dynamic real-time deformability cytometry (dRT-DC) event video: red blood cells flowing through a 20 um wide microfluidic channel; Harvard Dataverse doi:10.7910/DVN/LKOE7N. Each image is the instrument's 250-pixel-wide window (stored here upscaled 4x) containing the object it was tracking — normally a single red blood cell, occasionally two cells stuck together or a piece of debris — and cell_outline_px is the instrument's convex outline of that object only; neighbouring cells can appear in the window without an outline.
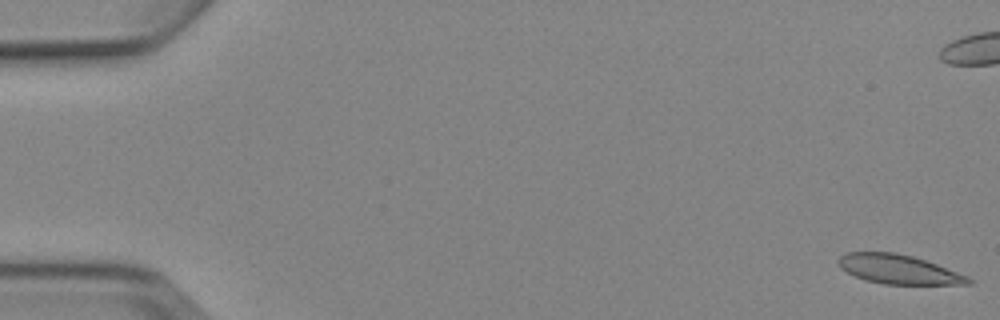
{"species": "Egyptian fruit bat (a non-hibernating species)", "species_latin": "Rousettus aegyptiacus", "temperature_condition": "cold", "stored_images_in_passage": 9, "camera_frame_rate_fps": 3000, "um_per_image_px": 0.085, "animal": {"sex": "female"}, "frame": {"image": 1, "passage_image": 1, "time_ms": 0.0, "image_size_px": [1000, 320], "cell_outline_px": [[972, 284], [884, 284], [864, 280], [840, 268], [836, 260], [844, 252], [896, 252], [912, 256], [936, 264], [968, 276], [972, 280]], "centroid_in_image_um": [76.34, 22.88], "position_along_channel_um": 8.7, "area_um2": 22.08}}